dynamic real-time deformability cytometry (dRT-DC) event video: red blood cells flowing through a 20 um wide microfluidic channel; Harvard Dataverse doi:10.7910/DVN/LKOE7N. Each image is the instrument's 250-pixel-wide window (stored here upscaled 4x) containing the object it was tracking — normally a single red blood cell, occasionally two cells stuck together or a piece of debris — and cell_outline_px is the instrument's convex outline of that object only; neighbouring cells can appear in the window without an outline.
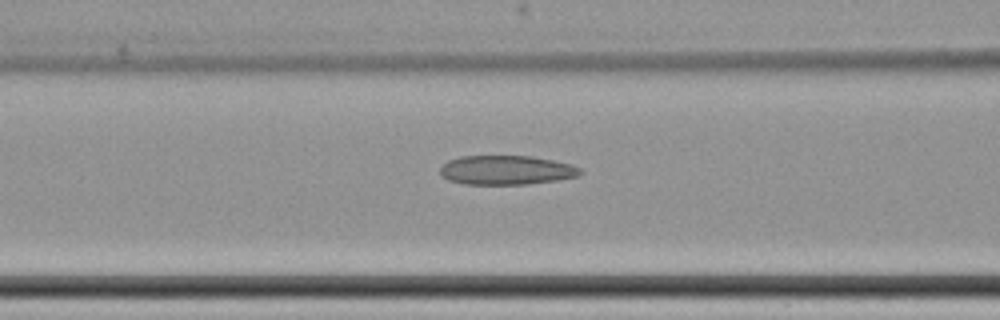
{"species": "common noctule bat (a hibernating species)", "species_latin": "Nyctalus noctula", "temperature_condition": "cold", "stored_images_in_passage": 8, "camera_frame_rate_fps": 3000, "um_per_image_px": 0.085, "animal": {"sex": "female", "body_mass_g": 22.7, "forearm_length_mm": 54.2}, "frame": {"image": 1, "passage_image": 8, "time_ms": 9.667, "image_size_px": [1000, 320], "cell_outline_px": [[584, 172], [580, 176], [556, 180], [528, 184], [464, 184], [448, 180], [440, 172], [440, 168], [448, 160], [460, 156], [532, 156], [572, 164], [580, 168]], "centroid_in_image_um": [43.07, 14.45], "position_along_channel_um": 123.5, "area_um2": 23.93}}